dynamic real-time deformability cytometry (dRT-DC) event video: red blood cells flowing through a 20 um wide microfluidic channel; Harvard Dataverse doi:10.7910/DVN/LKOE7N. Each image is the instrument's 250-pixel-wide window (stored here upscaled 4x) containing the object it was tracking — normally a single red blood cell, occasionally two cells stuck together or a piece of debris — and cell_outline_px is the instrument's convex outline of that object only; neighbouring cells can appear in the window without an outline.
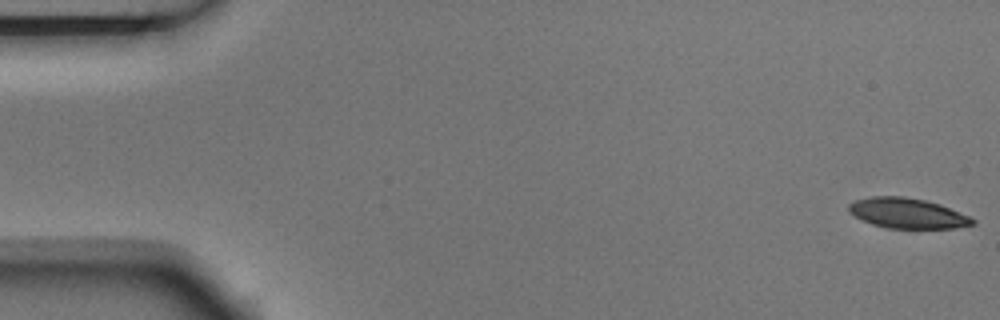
{"species": "Egyptian fruit bat (a non-hibernating species)", "species_latin": "Rousettus aegyptiacus", "temperature_condition": "room temperature", "stored_images_in_passage": 5, "camera_frame_rate_fps": 3000, "um_per_image_px": 0.085, "animal": {"sex": "male"}, "frame": {"image": 1, "passage_image": 1, "time_ms": 0.0, "image_size_px": [1000, 320], "cell_outline_px": [[976, 224], [952, 228], [888, 228], [872, 224], [860, 220], [848, 212], [848, 204], [856, 200], [868, 196], [904, 196], [924, 200], [940, 204], [968, 216], [976, 220]], "centroid_in_image_um": [77.08, 18.12], "position_along_channel_um": 7.9, "area_um2": 21.85}}